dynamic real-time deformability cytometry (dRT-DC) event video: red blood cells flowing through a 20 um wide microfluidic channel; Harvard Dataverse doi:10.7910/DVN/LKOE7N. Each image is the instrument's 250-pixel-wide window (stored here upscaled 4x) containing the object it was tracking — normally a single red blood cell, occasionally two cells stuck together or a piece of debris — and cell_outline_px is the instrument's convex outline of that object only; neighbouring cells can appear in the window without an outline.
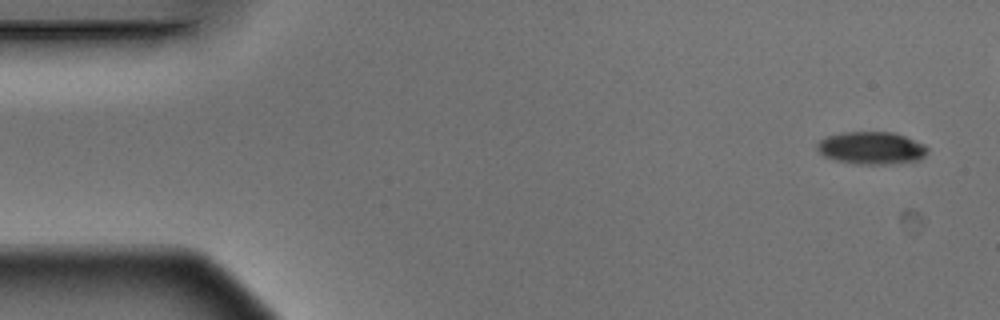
{"species": "Egyptian fruit bat (a non-hibernating species)", "species_latin": "Rousettus aegyptiacus", "temperature_condition": "warm", "stored_images_in_passage": 5, "camera_frame_rate_fps": 3000, "um_per_image_px": 0.085, "animal": {"sex": "male"}, "frame": {"image": 1, "passage_image": 1, "time_ms": 0.0, "image_size_px": [1000, 320], "cell_outline_px": [[928, 152], [920, 160], [884, 164], [852, 164], [836, 160], [824, 156], [816, 148], [816, 144], [820, 140], [828, 136], [840, 132], [892, 132], [904, 136], [924, 144], [928, 148]], "centroid_in_image_um": [74.06, 12.58], "position_along_channel_um": 10.9, "area_um2": 20.92}}